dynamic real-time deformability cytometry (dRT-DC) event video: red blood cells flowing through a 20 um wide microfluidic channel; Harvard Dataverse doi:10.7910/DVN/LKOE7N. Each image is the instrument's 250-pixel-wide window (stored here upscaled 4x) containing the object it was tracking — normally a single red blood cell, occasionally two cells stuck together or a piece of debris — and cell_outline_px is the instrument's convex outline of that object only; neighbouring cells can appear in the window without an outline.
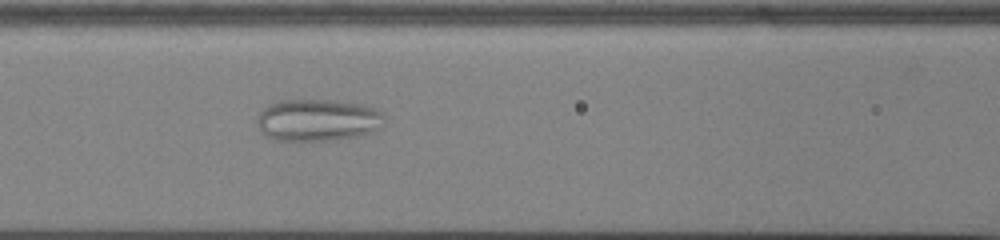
{"species": "common noctule bat (a hibernating species)", "species_latin": "Nyctalus noctula", "temperature_condition": "cold", "stored_images_in_passage": 45, "camera_frame_rate_fps": 3000, "um_per_image_px": 0.085, "animal": {"sex": "male", "body_mass_g": 13.0, "forearm_length_mm": 53.1}, "frame": {"image": 1, "passage_image": 15, "time_ms": 4.667, "image_size_px": [1000, 240], "cell_outline_px": [[384, 124], [380, 128], [372, 132], [360, 136], [336, 140], [276, 140], [264, 136], [260, 132], [256, 124], [256, 120], [260, 112], [268, 104], [280, 100], [336, 100], [360, 104], [384, 112]], "centroid_in_image_um": [27.0, 10.21], "position_along_channel_um": 139.6, "area_um2": 31.62}}
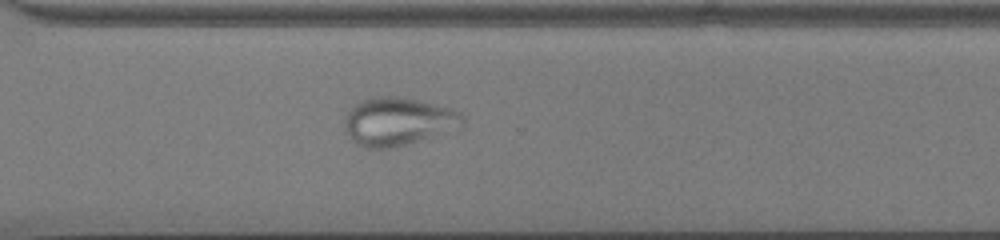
{"frame": {"image": 2, "passage_image": 31, "time_ms": 10.0, "image_size_px": [1000, 240], "cell_outline_px": [[464, 128], [404, 144], [388, 148], [368, 148], [356, 144], [352, 140], [344, 128], [344, 116], [356, 104], [372, 96], [396, 96], [416, 100], [452, 108], [460, 112], [464, 116]], "centroid_in_image_um": [33.87, 10.32], "position_along_channel_um": 336.7, "area_um2": 33.12}}
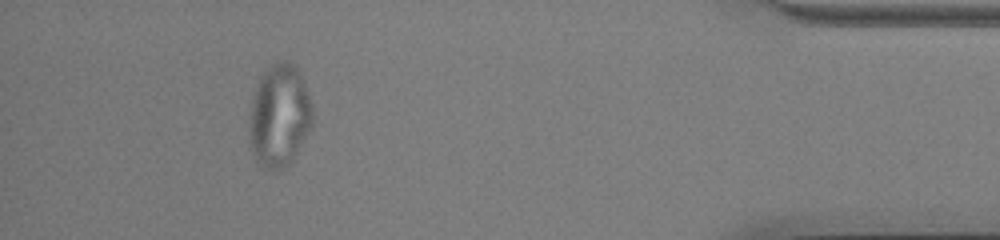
{"frame": {"image": 3, "passage_image": 41, "time_ms": 13.333, "image_size_px": [1000, 240], "cell_outline_px": [[312, 128], [292, 160], [280, 172], [272, 172], [264, 168], [252, 156], [248, 132], [252, 100], [260, 76], [272, 64], [280, 60], [288, 60], [300, 72], [312, 108]], "centroid_in_image_um": [23.73, 9.89], "position_along_channel_um": 411.5, "area_um2": 38.09}}